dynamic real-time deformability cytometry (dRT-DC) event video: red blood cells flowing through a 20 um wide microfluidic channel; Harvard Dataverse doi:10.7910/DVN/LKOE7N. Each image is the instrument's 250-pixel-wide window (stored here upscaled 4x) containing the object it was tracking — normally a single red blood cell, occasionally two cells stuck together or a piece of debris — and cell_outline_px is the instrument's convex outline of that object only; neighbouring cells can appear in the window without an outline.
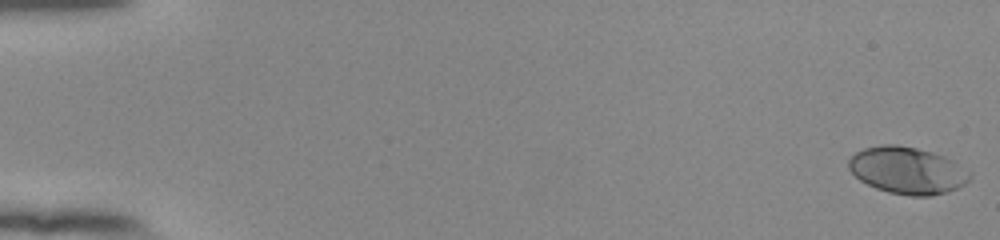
{"species": "human", "species_latin": "Homo sapiens", "temperature_condition": "room temperature", "stored_images_in_passage": 54, "camera_frame_rate_fps": 3000, "um_per_image_px": 0.085, "donor": {"sex": "female"}, "frame": {"image": 1, "passage_image": 1, "time_ms": 0.0, "image_size_px": [1000, 240], "cell_outline_px": [[972, 176], [964, 184], [956, 188], [932, 196], [908, 196], [888, 192], [876, 188], [860, 180], [848, 168], [848, 160], [856, 152], [864, 148], [884, 144], [896, 144], [916, 148], [932, 152], [944, 156], [952, 160], [972, 172]], "centroid_in_image_um": [77.13, 14.48], "position_along_channel_um": 7.9, "area_um2": 33.12}}
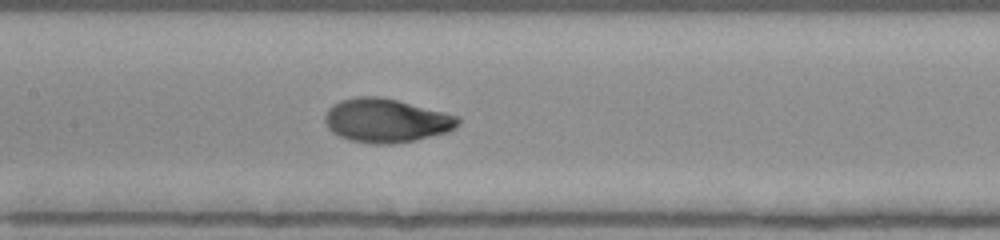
{"frame": {"image": 2, "passage_image": 28, "time_ms": 9.0, "image_size_px": [1000, 240], "cell_outline_px": [[460, 124], [456, 128], [448, 132], [416, 140], [392, 144], [372, 144], [348, 140], [332, 132], [328, 128], [324, 120], [324, 116], [328, 108], [332, 104], [340, 100], [356, 96], [380, 96], [460, 116]], "centroid_in_image_um": [32.82, 10.25], "position_along_channel_um": 174.6, "area_um2": 34.28}}
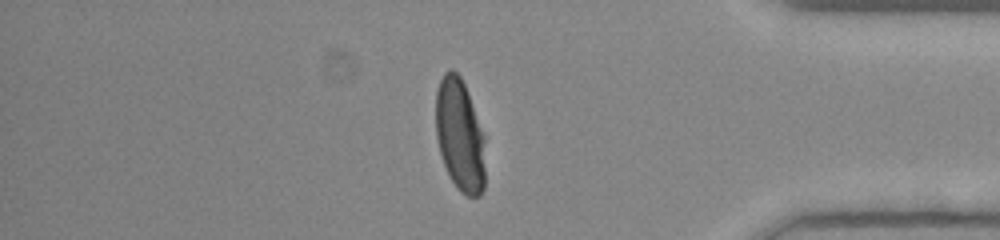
{"frame": {"image": 3, "passage_image": 47, "time_ms": 15.333, "image_size_px": [1000, 240], "cell_outline_px": [[484, 188], [480, 196], [468, 196], [460, 192], [456, 188], [444, 164], [440, 152], [436, 136], [436, 92], [440, 80], [444, 72], [452, 68], [460, 76], [464, 84], [484, 136]], "centroid_in_image_um": [39.07, 11.5], "position_along_channel_um": 396.1, "area_um2": 32.14}}